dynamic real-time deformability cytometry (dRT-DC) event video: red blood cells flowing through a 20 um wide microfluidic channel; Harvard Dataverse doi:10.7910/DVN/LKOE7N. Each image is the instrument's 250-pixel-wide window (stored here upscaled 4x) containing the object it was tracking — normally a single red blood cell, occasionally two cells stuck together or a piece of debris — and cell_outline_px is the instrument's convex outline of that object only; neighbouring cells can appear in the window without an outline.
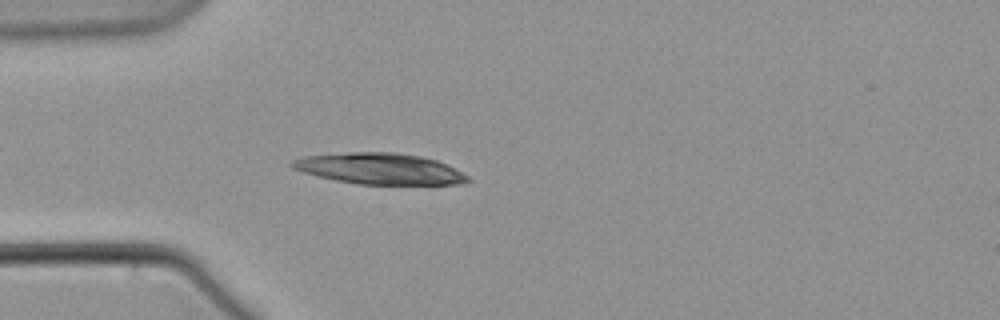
{"species": "common noctule bat (a hibernating species)", "species_latin": "Nyctalus noctula", "temperature_condition": "warm", "stored_images_in_passage": 45, "camera_frame_rate_fps": 3000, "um_per_image_px": 0.085, "animal": {"sex": "male", "body_mass_g": 21.5, "forearm_length_mm": 52.0}, "frame": {"image": 1, "passage_image": 9, "time_ms": 2.667, "image_size_px": [1000, 320], "cell_outline_px": [[472, 180], [464, 184], [356, 184], [336, 180], [304, 172], [292, 168], [288, 164], [292, 160], [304, 156], [348, 152], [396, 152], [420, 156], [436, 160], [468, 176]], "centroid_in_image_um": [32.25, 14.34], "position_along_channel_um": 52.7, "area_um2": 31.62}}